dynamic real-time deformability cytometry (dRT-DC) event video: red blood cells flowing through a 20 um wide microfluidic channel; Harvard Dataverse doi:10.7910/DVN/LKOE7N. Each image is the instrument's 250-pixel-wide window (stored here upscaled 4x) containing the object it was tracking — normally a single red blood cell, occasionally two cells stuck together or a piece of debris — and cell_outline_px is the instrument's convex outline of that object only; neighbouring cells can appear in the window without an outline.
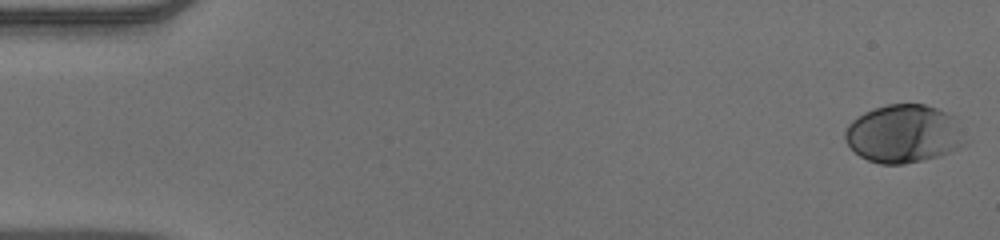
{"species": "human", "species_latin": "Homo sapiens", "temperature_condition": "warm", "stored_images_in_passage": 51, "camera_frame_rate_fps": 3000, "um_per_image_px": 0.085, "donor": {"sex": "male"}, "frame": {"image": 1, "passage_image": 1, "time_ms": 0.0, "image_size_px": [1000, 240], "cell_outline_px": [[960, 144], [956, 148], [948, 152], [936, 156], [904, 164], [880, 164], [868, 160], [860, 156], [844, 140], [844, 132], [848, 124], [852, 120], [864, 112], [888, 104], [924, 104], [936, 108], [952, 116]], "centroid_in_image_um": [76.65, 11.37], "position_along_channel_um": 8.3, "area_um2": 39.25}}
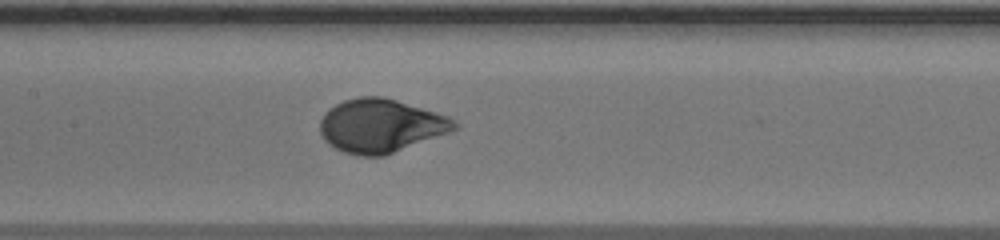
{"frame": {"image": 2, "passage_image": 26, "time_ms": 8.333, "image_size_px": [1000, 240], "cell_outline_px": [[460, 128], [384, 156], [360, 156], [344, 152], [328, 144], [324, 140], [320, 132], [320, 120], [324, 112], [328, 108], [344, 100], [360, 96], [380, 96], [396, 100], [448, 116], [460, 124]], "centroid_in_image_um": [32.35, 10.69], "position_along_channel_um": 175.1, "area_um2": 41.91}}
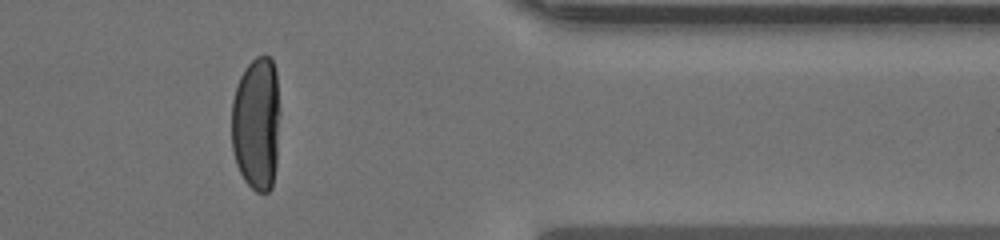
{"frame": {"image": 3, "passage_image": 44, "time_ms": 14.333, "image_size_px": [1000, 240], "cell_outline_px": [[280, 112], [276, 164], [272, 188], [268, 192], [256, 192], [244, 180], [236, 164], [232, 148], [232, 100], [240, 76], [244, 68], [256, 56], [272, 56], [276, 72]], "centroid_in_image_um": [21.81, 10.49], "position_along_channel_um": 389.6, "area_um2": 38.26}}